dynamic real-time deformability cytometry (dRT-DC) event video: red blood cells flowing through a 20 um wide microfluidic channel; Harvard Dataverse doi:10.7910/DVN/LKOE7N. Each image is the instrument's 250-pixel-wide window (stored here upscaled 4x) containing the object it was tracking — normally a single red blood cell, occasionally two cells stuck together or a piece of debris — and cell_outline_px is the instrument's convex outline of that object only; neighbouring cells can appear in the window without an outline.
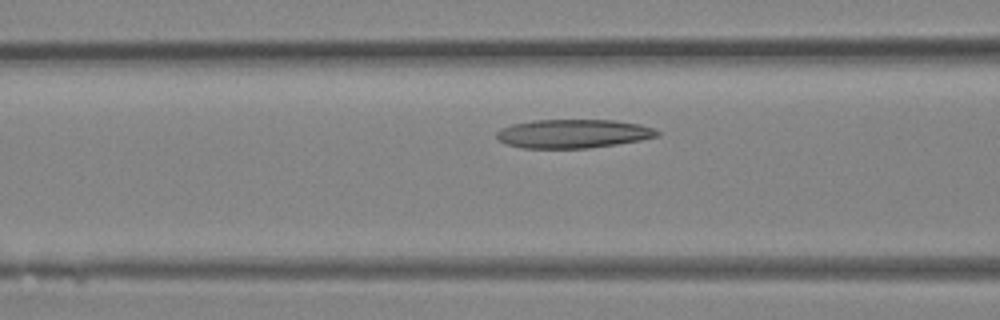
{"species": "Egyptian fruit bat (a non-hibernating species)", "species_latin": "Rousettus aegyptiacus", "temperature_condition": "room temperature", "stored_images_in_passage": 30, "camera_frame_rate_fps": 3000, "um_per_image_px": 0.085, "animal": {"sex": "female"}, "frame": {"image": 1, "passage_image": 10, "time_ms": 3.0, "image_size_px": [1000, 320], "cell_outline_px": [[660, 136], [640, 140], [616, 144], [588, 148], [524, 148], [504, 144], [496, 136], [496, 132], [500, 128], [512, 124], [532, 120], [616, 120], [640, 124], [652, 128], [660, 132]], "centroid_in_image_um": [48.7, 11.36], "position_along_channel_um": 117.9, "area_um2": 26.99}}
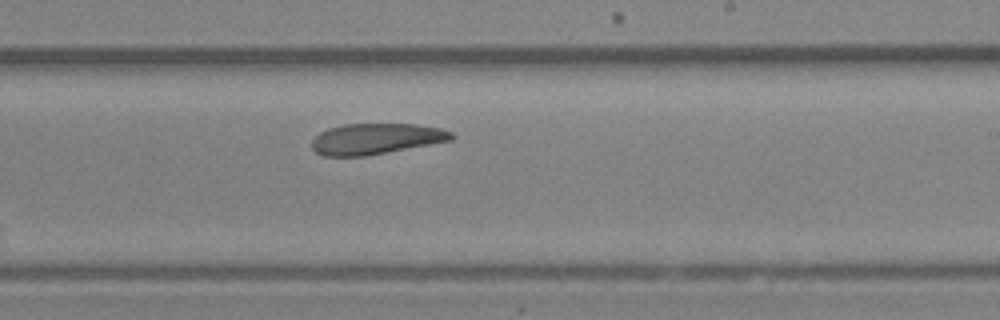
{"frame": {"image": 2, "passage_image": 18, "time_ms": 5.667, "image_size_px": [1000, 320], "cell_outline_px": [[456, 136], [452, 140], [364, 156], [324, 156], [316, 152], [312, 148], [312, 140], [320, 132], [328, 128], [344, 124], [416, 124], [440, 128], [452, 132]], "centroid_in_image_um": [31.95, 11.79], "position_along_channel_um": 257.1, "area_um2": 24.97}}
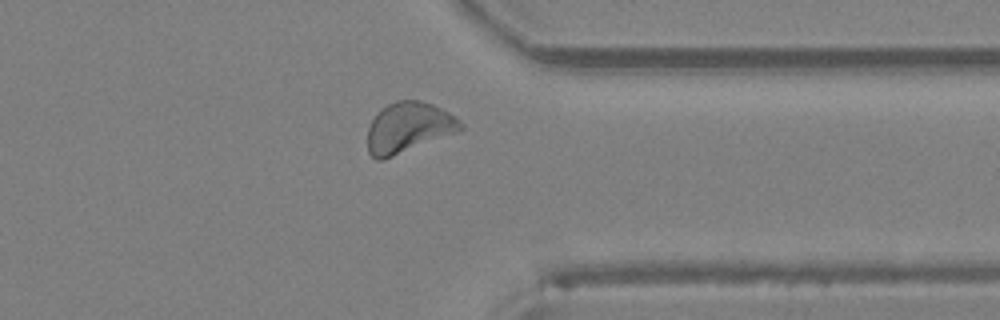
{"frame": {"image": 3, "passage_image": 25, "time_ms": 8.0, "image_size_px": [1000, 320], "cell_outline_px": [[464, 128], [384, 160], [376, 160], [368, 152], [368, 128], [376, 112], [388, 104], [396, 100], [420, 100], [432, 104], [456, 116], [464, 124]], "centroid_in_image_um": [34.69, 10.83], "position_along_channel_um": 376.7, "area_um2": 27.11}}